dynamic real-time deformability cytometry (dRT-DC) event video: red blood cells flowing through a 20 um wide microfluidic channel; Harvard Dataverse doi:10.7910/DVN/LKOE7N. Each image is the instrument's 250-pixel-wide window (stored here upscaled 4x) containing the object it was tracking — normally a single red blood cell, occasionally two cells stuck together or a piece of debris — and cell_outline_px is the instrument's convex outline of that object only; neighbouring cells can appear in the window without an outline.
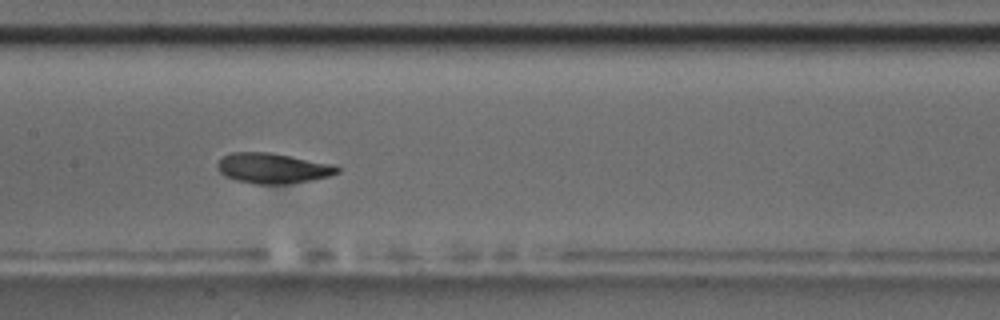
{"species": "common noctule bat (a hibernating species)", "species_latin": "Nyctalus noctula", "temperature_condition": "room temperature", "stored_images_in_passage": 9, "camera_frame_rate_fps": 3000, "um_per_image_px": 0.085, "animal": {"sex": "male", "body_mass_g": 17.5, "forearm_length_mm": 52.3}, "frame": {"image": 1, "passage_image": 6, "time_ms": 5.667, "image_size_px": [1000, 320], "cell_outline_px": [[340, 172], [328, 176], [312, 180], [288, 184], [252, 184], [236, 180], [224, 176], [216, 168], [216, 164], [224, 156], [232, 152], [268, 152], [336, 164], [340, 168]], "centroid_in_image_um": [23.2, 14.3], "position_along_channel_um": 184.2, "area_um2": 21.39}}